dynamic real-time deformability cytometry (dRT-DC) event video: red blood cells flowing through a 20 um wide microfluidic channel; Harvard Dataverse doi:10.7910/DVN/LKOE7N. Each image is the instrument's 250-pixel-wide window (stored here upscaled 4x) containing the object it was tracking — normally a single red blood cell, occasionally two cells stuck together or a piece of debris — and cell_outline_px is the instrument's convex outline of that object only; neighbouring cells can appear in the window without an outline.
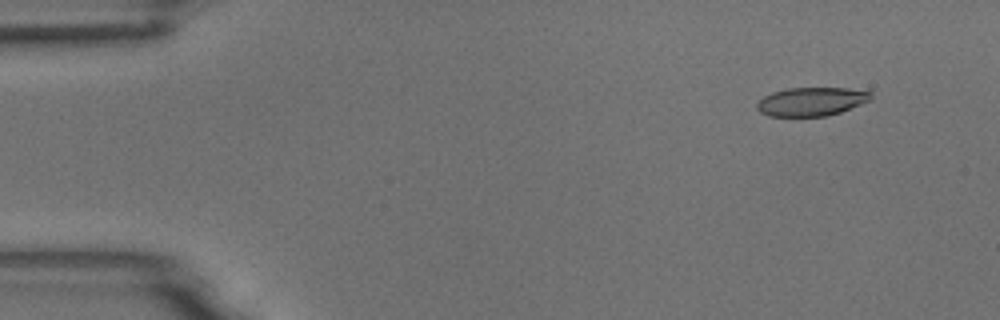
{"species": "common noctule bat (a hibernating species)", "species_latin": "Nyctalus noctula", "temperature_condition": "room temperature", "stored_images_in_passage": 6, "camera_frame_rate_fps": 3000, "um_per_image_px": 0.085, "animal": {"sex": "male", "body_mass_g": 18.8}, "frame": {"image": 1, "passage_image": 2, "time_ms": 0.333, "image_size_px": [1000, 320], "cell_outline_px": [[872, 96], [868, 100], [860, 104], [840, 112], [828, 116], [768, 116], [760, 112], [756, 108], [756, 104], [764, 96], [772, 92], [788, 88], [848, 88], [872, 92]], "centroid_in_image_um": [68.94, 8.63], "position_along_channel_um": 16.1, "area_um2": 18.9}}